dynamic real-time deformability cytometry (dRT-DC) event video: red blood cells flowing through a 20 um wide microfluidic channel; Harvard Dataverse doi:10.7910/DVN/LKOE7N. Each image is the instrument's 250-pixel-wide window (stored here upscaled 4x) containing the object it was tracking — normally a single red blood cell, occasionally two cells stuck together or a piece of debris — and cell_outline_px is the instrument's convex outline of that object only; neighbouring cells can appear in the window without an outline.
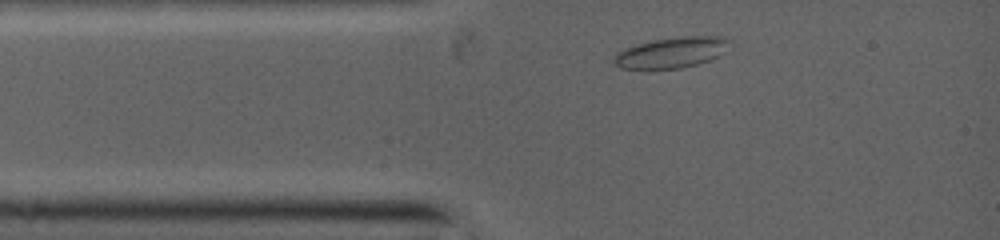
{"species": "common noctule bat (a hibernating species)", "species_latin": "Nyctalus noctula", "temperature_condition": "warm", "stored_images_in_passage": 2, "camera_frame_rate_fps": 5000, "um_per_image_px": 0.085, "animal": {"sex": "female", "body_mass_g": 19.0, "forearm_length_mm": 53.3}, "frame": {"image": 1, "passage_image": 1, "time_ms": 0.0, "image_size_px": [1000, 240], "cell_outline_px": [[724, 40], [716, 56], [708, 60], [696, 64], [680, 68], [620, 68], [616, 64], [616, 56], [620, 52], [628, 48], [652, 40], [684, 36], [708, 36]], "centroid_in_image_um": [56.95, 4.48], "position_along_channel_um": 28.1, "area_um2": 19.02}}
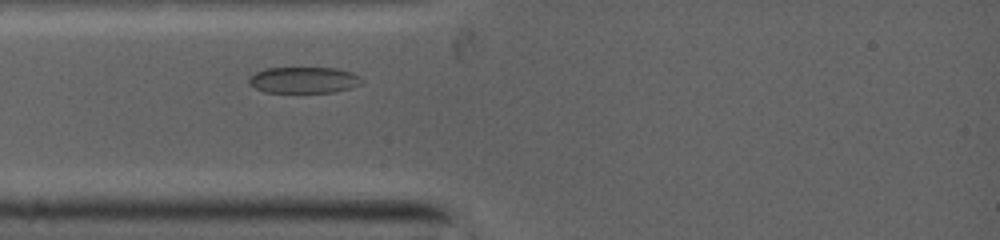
{"frame": {"image": 2, "passage_image": 2, "time_ms": 1.0, "image_size_px": [1000, 240], "cell_outline_px": [[364, 80], [348, 88], [332, 92], [264, 92], [248, 84], [248, 80], [256, 72], [268, 68], [336, 68], [348, 72]], "centroid_in_image_um": [25.74, 6.8], "position_along_channel_um": 59.3, "area_um2": 16.76}}